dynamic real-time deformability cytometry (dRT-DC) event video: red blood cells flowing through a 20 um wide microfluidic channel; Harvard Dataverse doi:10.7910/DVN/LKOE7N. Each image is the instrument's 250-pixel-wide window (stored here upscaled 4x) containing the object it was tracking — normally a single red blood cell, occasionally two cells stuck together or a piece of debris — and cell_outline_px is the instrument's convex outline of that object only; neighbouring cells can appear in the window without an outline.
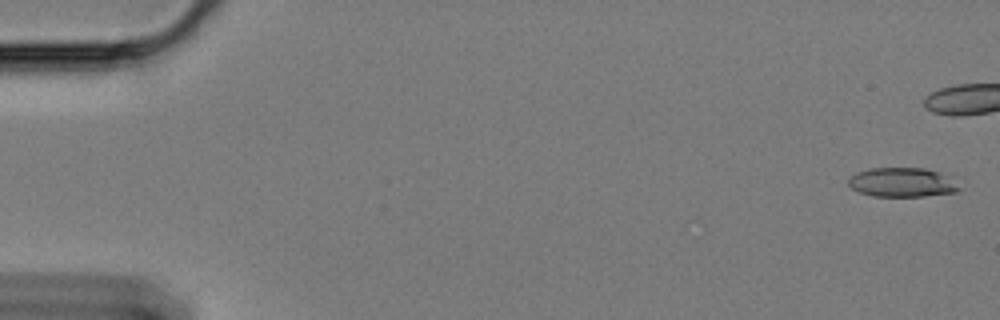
{"species": "Egyptian fruit bat (a non-hibernating species)", "species_latin": "Rousettus aegyptiacus", "temperature_condition": "cold", "stored_images_in_passage": 47, "camera_frame_rate_fps": 3000, "um_per_image_px": 0.085, "animal": {"sex": "female"}, "frame": {"image": 1, "passage_image": 1, "time_ms": 0.0, "image_size_px": [1000, 320], "cell_outline_px": [[960, 188], [956, 192], [924, 196], [872, 196], [860, 192], [852, 188], [848, 184], [848, 180], [856, 172], [868, 168], [924, 168], [940, 172], [948, 176]], "centroid_in_image_um": [76.66, 15.49], "position_along_channel_um": 8.3, "area_um2": 18.79}}
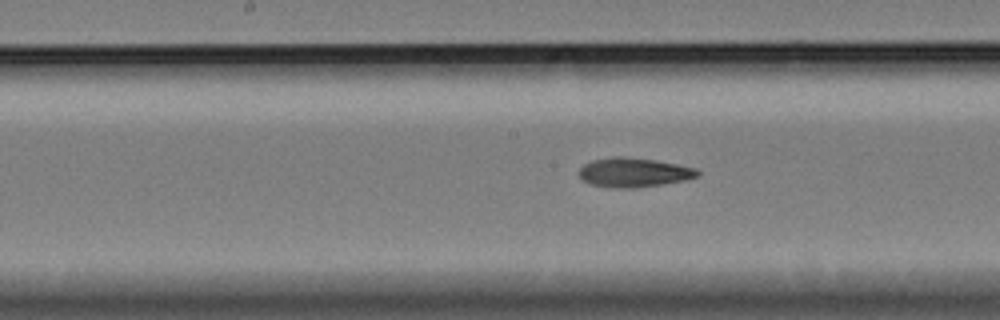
{"frame": {"image": 2, "passage_image": 30, "time_ms": 9.667, "image_size_px": [1000, 320], "cell_outline_px": [[700, 176], [688, 180], [664, 184], [636, 188], [608, 188], [592, 184], [580, 180], [576, 172], [584, 164], [592, 160], [612, 156], [624, 156], [656, 160], [696, 168], [700, 172]], "centroid_in_image_um": [53.85, 14.66], "position_along_channel_um": 194.3, "area_um2": 20.75}}
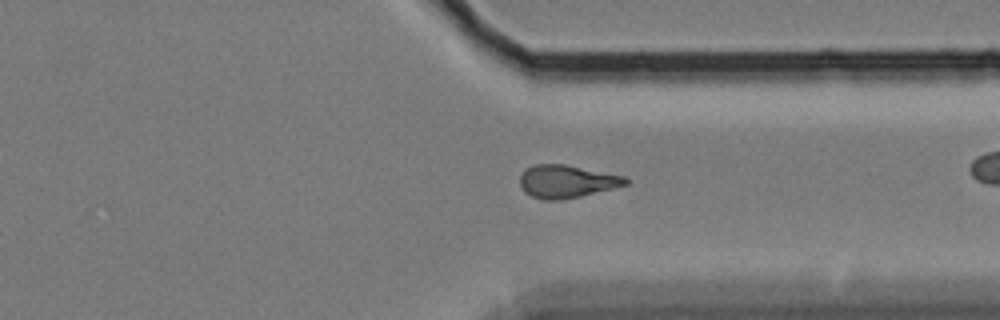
{"frame": {"image": 3, "passage_image": 45, "time_ms": 14.667, "image_size_px": [1000, 320], "cell_outline_px": [[628, 184], [580, 196], [560, 200], [540, 200], [524, 192], [520, 184], [520, 176], [528, 168], [536, 164], [564, 164], [628, 176]], "centroid_in_image_um": [48.18, 15.42], "position_along_channel_um": 363.2, "area_um2": 20.17}}